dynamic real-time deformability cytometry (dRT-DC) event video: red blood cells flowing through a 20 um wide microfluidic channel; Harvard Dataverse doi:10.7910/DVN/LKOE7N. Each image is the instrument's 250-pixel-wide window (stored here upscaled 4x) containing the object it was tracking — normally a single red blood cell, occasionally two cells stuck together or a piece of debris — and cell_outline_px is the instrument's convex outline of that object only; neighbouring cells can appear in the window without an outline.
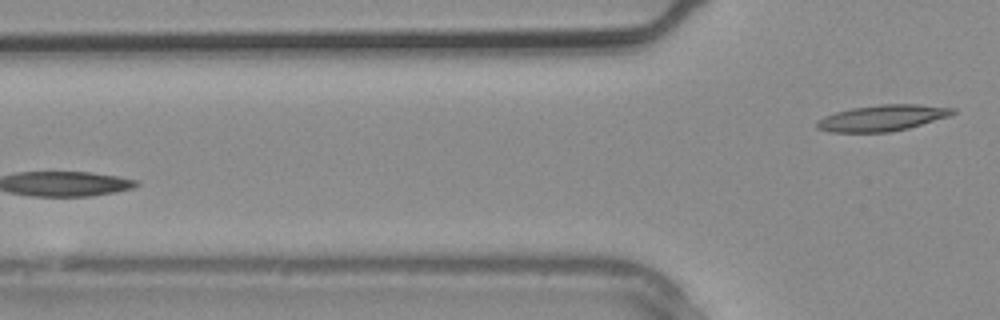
{"species": "common noctule bat (a hibernating species)", "species_latin": "Nyctalus noctula", "temperature_condition": "warm", "stored_images_in_passage": 3, "camera_frame_rate_fps": 3000, "um_per_image_px": 0.085, "animal": {"sex": "male", "body_mass_g": 20.4}, "frame": {"image": 1, "passage_image": 3, "time_ms": 0.667, "image_size_px": [1000, 320], "cell_outline_px": [[956, 112], [948, 116], [908, 128], [888, 132], [828, 132], [816, 128], [816, 120], [824, 116], [836, 112], [852, 108], [880, 104], [916, 104], [956, 108]], "centroid_in_image_um": [74.96, 10.02], "position_along_channel_um": 50.8, "area_um2": 20.58}}